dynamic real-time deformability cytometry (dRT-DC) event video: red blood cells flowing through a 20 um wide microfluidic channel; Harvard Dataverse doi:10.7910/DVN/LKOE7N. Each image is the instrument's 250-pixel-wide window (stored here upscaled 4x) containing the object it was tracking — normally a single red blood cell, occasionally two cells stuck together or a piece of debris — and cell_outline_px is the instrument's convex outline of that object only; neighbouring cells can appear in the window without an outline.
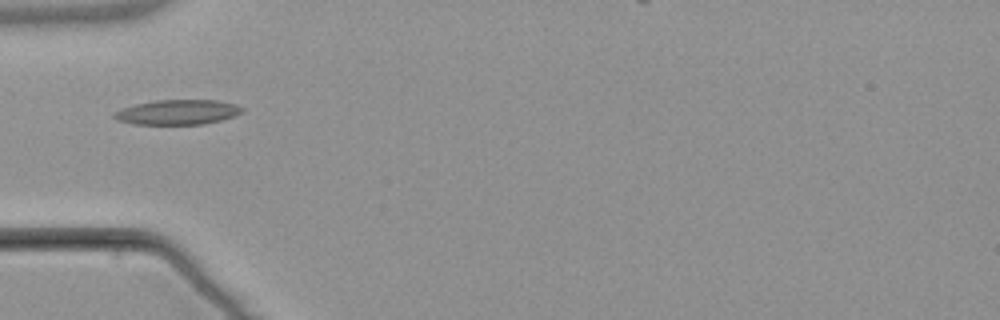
{"species": "common noctule bat (a hibernating species)", "species_latin": "Nyctalus noctula", "temperature_condition": "warm", "stored_images_in_passage": 6, "camera_frame_rate_fps": 3000, "um_per_image_px": 0.085, "animal": {"sex": "male", "body_mass_g": 21.5, "forearm_length_mm": 52.0}, "frame": {"image": 1, "passage_image": 5, "time_ms": 5.667, "image_size_px": [1000, 320], "cell_outline_px": [[244, 112], [236, 116], [204, 124], [136, 124], [116, 120], [112, 116], [120, 108], [136, 104], [156, 100], [216, 100], [236, 104], [244, 108]], "centroid_in_image_um": [15.13, 9.53], "position_along_channel_um": 69.9, "area_um2": 18.61}}
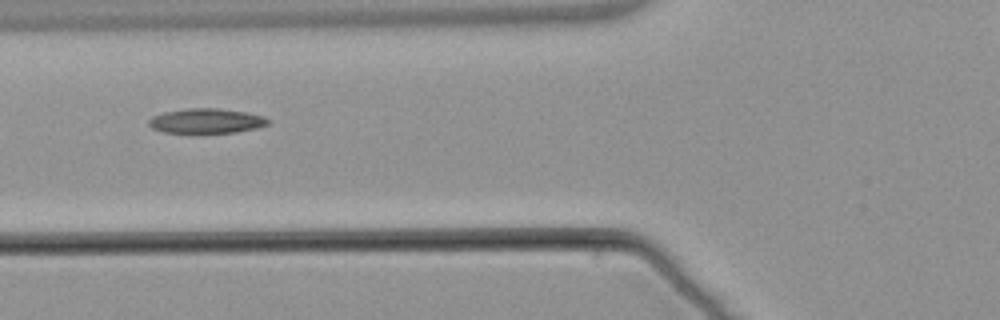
{"frame": {"image": 2, "passage_image": 6, "time_ms": 6.667, "image_size_px": [1000, 320], "cell_outline_px": [[272, 120], [268, 124], [256, 128], [236, 132], [188, 136], [164, 132], [152, 128], [148, 124], [148, 120], [152, 116], [164, 112], [188, 108], [220, 108], [248, 112], [264, 116]], "centroid_in_image_um": [17.52, 10.32], "position_along_channel_um": 108.3, "area_um2": 18.26}}